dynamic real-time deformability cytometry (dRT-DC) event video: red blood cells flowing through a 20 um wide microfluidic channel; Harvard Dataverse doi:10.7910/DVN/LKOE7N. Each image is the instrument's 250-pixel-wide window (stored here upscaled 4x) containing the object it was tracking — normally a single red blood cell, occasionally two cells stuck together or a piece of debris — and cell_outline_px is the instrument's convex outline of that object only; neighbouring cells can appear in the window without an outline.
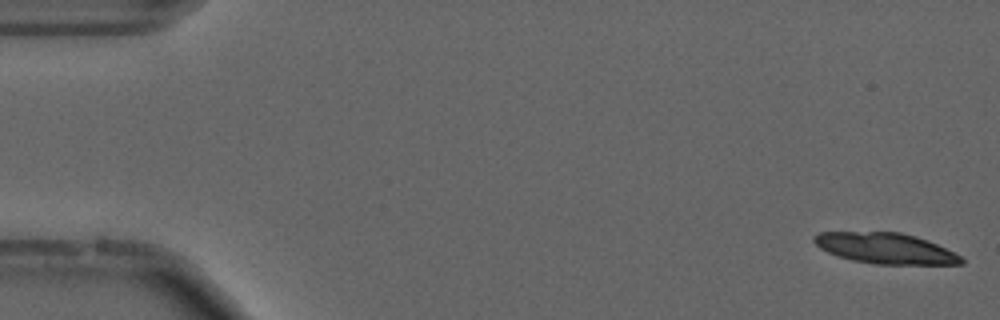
{"species": "common noctule bat (a hibernating species)", "species_latin": "Nyctalus noctula", "temperature_condition": "cold", "stored_images_in_passage": 20, "camera_frame_rate_fps": 3000, "um_per_image_px": 0.085, "animal": {"sex": "male", "forearm_length_mm": 52.5}, "frame": {"image": 1, "passage_image": 1, "time_ms": 0.0, "image_size_px": [1000, 320], "cell_outline_px": [[964, 264], [876, 264], [852, 260], [828, 252], [820, 248], [812, 240], [812, 236], [820, 232], [900, 232], [916, 236], [928, 240], [960, 256], [964, 260]], "centroid_in_image_um": [75.24, 21.1], "position_along_channel_um": 9.8, "area_um2": 26.13}}